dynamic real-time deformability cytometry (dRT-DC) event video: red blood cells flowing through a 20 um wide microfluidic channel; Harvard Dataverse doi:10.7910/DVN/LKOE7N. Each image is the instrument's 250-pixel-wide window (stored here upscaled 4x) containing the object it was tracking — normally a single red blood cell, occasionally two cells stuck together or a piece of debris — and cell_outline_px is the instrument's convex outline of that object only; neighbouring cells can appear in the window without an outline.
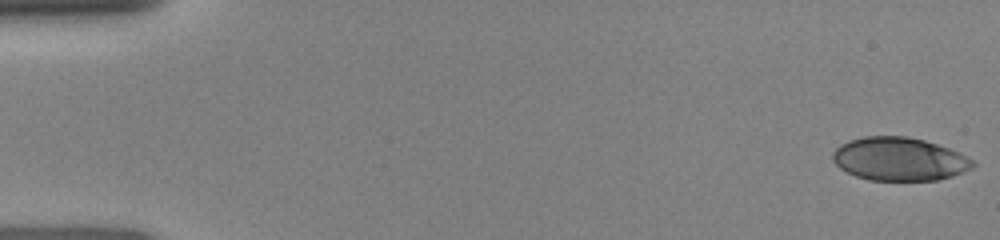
{"species": "human", "species_latin": "Homo sapiens", "temperature_condition": "room temperature", "stored_images_in_passage": 48, "camera_frame_rate_fps": 3000, "um_per_image_px": 0.085, "donor": {"sex": "female"}, "frame": {"image": 1, "passage_image": 1, "time_ms": 0.0, "image_size_px": [1000, 240], "cell_outline_px": [[976, 164], [972, 168], [952, 176], [936, 180], [868, 180], [856, 176], [840, 168], [832, 160], [832, 152], [840, 144], [848, 140], [864, 136], [908, 136], [924, 140], [960, 152], [972, 160]], "centroid_in_image_um": [76.42, 13.51], "position_along_channel_um": 8.6, "area_um2": 35.37}}
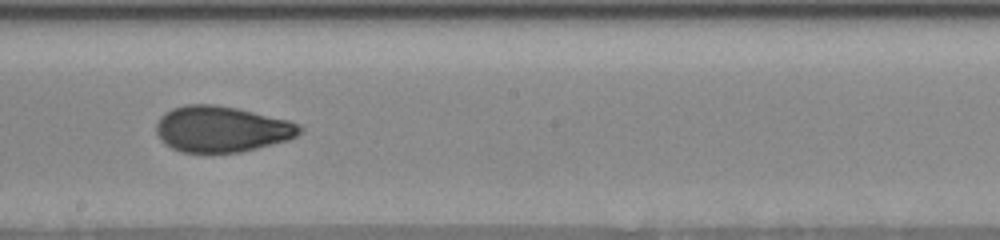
{"frame": {"image": 2, "passage_image": 27, "time_ms": 8.667, "image_size_px": [1000, 240], "cell_outline_px": [[304, 128], [296, 136], [288, 140], [240, 152], [180, 152], [164, 144], [160, 140], [156, 132], [156, 124], [160, 116], [164, 112], [172, 108], [188, 104], [212, 104], [236, 108], [288, 120], [300, 124]], "centroid_in_image_um": [18.81, 10.97], "position_along_channel_um": 229.4, "area_um2": 38.44}}
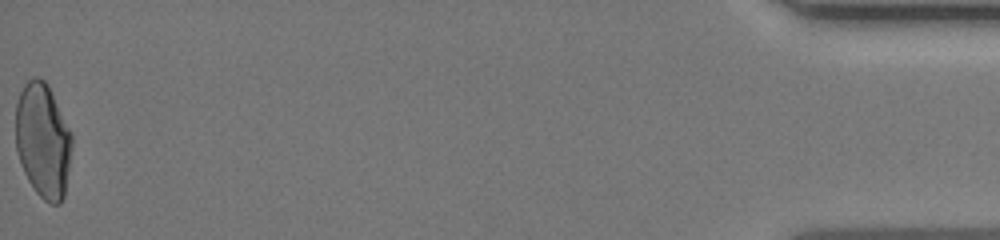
{"frame": {"image": 3, "passage_image": 48, "time_ms": 15.667, "image_size_px": [1000, 240], "cell_outline_px": [[72, 144], [64, 196], [60, 204], [52, 204], [44, 200], [36, 192], [28, 180], [24, 172], [16, 148], [16, 104], [20, 92], [24, 84], [32, 76], [36, 76], [44, 80], [48, 84], [72, 132]], "centroid_in_image_um": [3.66, 11.91], "position_along_channel_um": 431.5, "area_um2": 37.69}}